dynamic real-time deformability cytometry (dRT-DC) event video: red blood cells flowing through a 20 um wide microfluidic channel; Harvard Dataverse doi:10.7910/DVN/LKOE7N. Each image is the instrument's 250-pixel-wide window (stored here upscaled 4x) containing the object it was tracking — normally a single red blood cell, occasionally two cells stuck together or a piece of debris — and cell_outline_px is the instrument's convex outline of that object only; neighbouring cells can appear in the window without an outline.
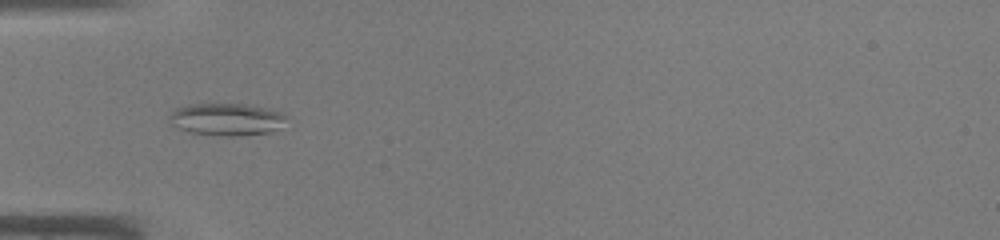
{"species": "common noctule bat (a hibernating species)", "species_latin": "Nyctalus noctula", "temperature_condition": "warm", "stored_images_in_passage": 33, "camera_frame_rate_fps": 3000, "um_per_image_px": 0.085, "animal": {"sex": "male", "body_mass_g": 19.0, "forearm_length_mm": 50.8}, "frame": {"image": 1, "passage_image": 3, "time_ms": 0.667, "image_size_px": [1000, 240], "cell_outline_px": [[284, 116], [276, 128], [272, 132], [232, 136], [224, 136], [188, 132], [172, 124], [168, 120], [168, 116], [176, 108], [188, 104], [244, 104], [264, 108], [280, 112]], "centroid_in_image_um": [19.15, 10.14], "position_along_channel_um": 65.9, "area_um2": 21.5}}
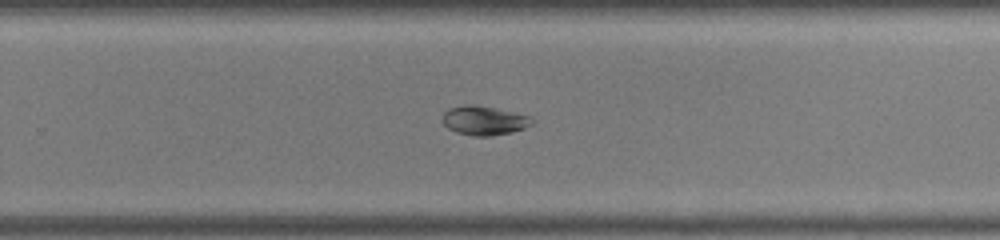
{"frame": {"image": 2, "passage_image": 18, "time_ms": 5.667, "image_size_px": [1000, 240], "cell_outline_px": [[532, 124], [524, 128], [512, 132], [492, 136], [476, 136], [456, 132], [448, 128], [444, 124], [444, 112], [448, 108], [468, 104], [472, 104], [512, 112], [528, 116], [532, 120]], "centroid_in_image_um": [41.12, 10.25], "position_along_channel_um": 288.7, "area_um2": 14.85}}
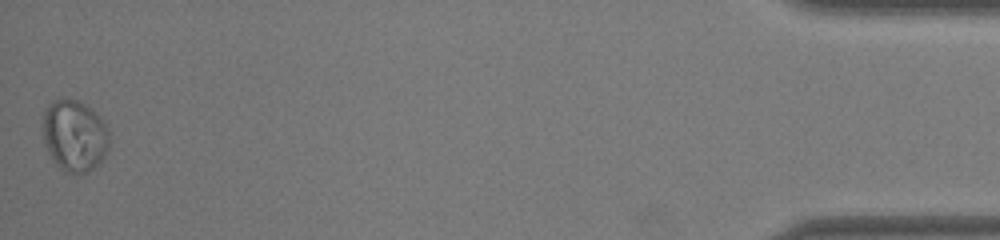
{"frame": {"image": 3, "passage_image": 33, "time_ms": 10.667, "image_size_px": [1000, 240], "cell_outline_px": [[108, 148], [100, 164], [88, 172], [76, 176], [60, 168], [52, 160], [48, 152], [44, 140], [44, 108], [52, 100], [60, 96], [64, 96], [76, 100], [92, 108], [100, 116], [108, 132]], "centroid_in_image_um": [6.33, 11.52], "position_along_channel_um": 428.9, "area_um2": 28.15}}